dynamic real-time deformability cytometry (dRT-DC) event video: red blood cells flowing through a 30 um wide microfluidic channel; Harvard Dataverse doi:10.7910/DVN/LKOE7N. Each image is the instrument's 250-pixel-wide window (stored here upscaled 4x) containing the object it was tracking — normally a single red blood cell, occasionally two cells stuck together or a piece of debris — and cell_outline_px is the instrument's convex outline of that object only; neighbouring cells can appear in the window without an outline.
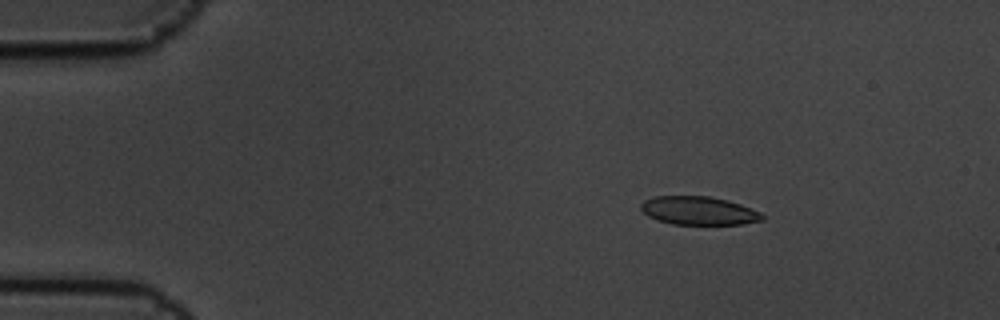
{"species": "common noctule bat (a hibernating species)", "species_latin": "Nyctalus noctula", "temperature_condition": "cold", "stored_images_in_passage": 5, "camera_frame_rate_fps": 3000, "um_per_image_px": 0.085, "animal": {"sex": "male", "body_mass_g": 19.5, "forearm_length_mm": 54.6}, "frame": {"image": 1, "passage_image": 3, "time_ms": 0.667, "image_size_px": [1000, 320], "cell_outline_px": [[764, 220], [744, 224], [672, 224], [656, 220], [648, 216], [640, 208], [640, 204], [644, 200], [652, 196], [708, 196], [728, 200], [740, 204], [760, 212], [764, 216]], "centroid_in_image_um": [59.37, 17.9], "position_along_channel_um": 25.6, "area_um2": 20.17}}